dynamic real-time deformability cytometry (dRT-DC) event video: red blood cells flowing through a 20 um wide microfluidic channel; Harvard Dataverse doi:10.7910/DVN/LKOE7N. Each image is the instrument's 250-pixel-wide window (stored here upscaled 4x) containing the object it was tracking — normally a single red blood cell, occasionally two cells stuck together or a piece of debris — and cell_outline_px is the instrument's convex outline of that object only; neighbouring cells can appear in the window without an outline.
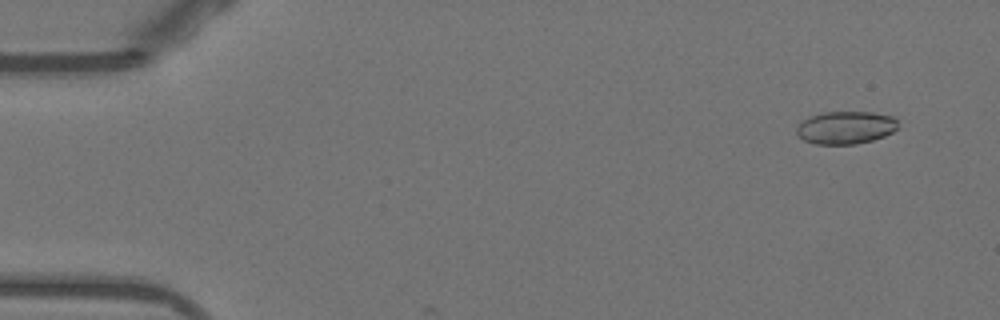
{"species": "Egyptian fruit bat (a non-hibernating species)", "species_latin": "Rousettus aegyptiacus", "temperature_condition": "warm", "stored_images_in_passage": 7, "camera_frame_rate_fps": 3000, "um_per_image_px": 0.085, "animal": {"sex": "female"}, "frame": {"image": 1, "passage_image": 4, "time_ms": 1.0, "image_size_px": [1000, 320], "cell_outline_px": [[896, 128], [892, 132], [884, 136], [872, 140], [856, 144], [816, 144], [804, 140], [796, 136], [796, 128], [804, 120], [812, 116], [824, 112], [872, 112], [892, 116], [896, 120]], "centroid_in_image_um": [71.86, 10.85], "position_along_channel_um": 13.1, "area_um2": 19.19}}